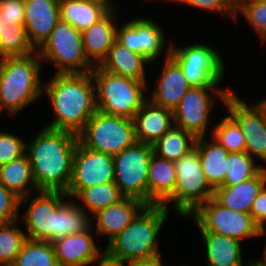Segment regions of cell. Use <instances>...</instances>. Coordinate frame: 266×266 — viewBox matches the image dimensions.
<instances>
[{
	"instance_id": "1",
	"label": "cell",
	"mask_w": 266,
	"mask_h": 266,
	"mask_svg": "<svg viewBox=\"0 0 266 266\" xmlns=\"http://www.w3.org/2000/svg\"><path fill=\"white\" fill-rule=\"evenodd\" d=\"M78 142V135L72 132L43 127L26 143L25 153L39 191H67Z\"/></svg>"
},
{
	"instance_id": "2",
	"label": "cell",
	"mask_w": 266,
	"mask_h": 266,
	"mask_svg": "<svg viewBox=\"0 0 266 266\" xmlns=\"http://www.w3.org/2000/svg\"><path fill=\"white\" fill-rule=\"evenodd\" d=\"M48 81L42 93H46L56 117L44 127L78 135L98 110L91 72L55 73Z\"/></svg>"
},
{
	"instance_id": "3",
	"label": "cell",
	"mask_w": 266,
	"mask_h": 266,
	"mask_svg": "<svg viewBox=\"0 0 266 266\" xmlns=\"http://www.w3.org/2000/svg\"><path fill=\"white\" fill-rule=\"evenodd\" d=\"M168 214L169 210L163 205H146L121 233L108 242L104 252L126 262L162 256L157 237Z\"/></svg>"
},
{
	"instance_id": "4",
	"label": "cell",
	"mask_w": 266,
	"mask_h": 266,
	"mask_svg": "<svg viewBox=\"0 0 266 266\" xmlns=\"http://www.w3.org/2000/svg\"><path fill=\"white\" fill-rule=\"evenodd\" d=\"M42 60L38 52L0 59V111L15 116L43 95L40 83ZM4 109V110H3Z\"/></svg>"
},
{
	"instance_id": "5",
	"label": "cell",
	"mask_w": 266,
	"mask_h": 266,
	"mask_svg": "<svg viewBox=\"0 0 266 266\" xmlns=\"http://www.w3.org/2000/svg\"><path fill=\"white\" fill-rule=\"evenodd\" d=\"M91 74L96 86L97 109L102 113L133 119L148 100L149 96L144 95L147 82L107 72L100 66H95Z\"/></svg>"
},
{
	"instance_id": "6",
	"label": "cell",
	"mask_w": 266,
	"mask_h": 266,
	"mask_svg": "<svg viewBox=\"0 0 266 266\" xmlns=\"http://www.w3.org/2000/svg\"><path fill=\"white\" fill-rule=\"evenodd\" d=\"M177 175L174 193L162 204L168 209L172 202L179 216L190 215L214 196V189L207 182L198 151L193 149L174 162Z\"/></svg>"
},
{
	"instance_id": "7",
	"label": "cell",
	"mask_w": 266,
	"mask_h": 266,
	"mask_svg": "<svg viewBox=\"0 0 266 266\" xmlns=\"http://www.w3.org/2000/svg\"><path fill=\"white\" fill-rule=\"evenodd\" d=\"M37 52L42 61L57 67V74L87 73L94 68L85 56L82 32L61 19Z\"/></svg>"
},
{
	"instance_id": "8",
	"label": "cell",
	"mask_w": 266,
	"mask_h": 266,
	"mask_svg": "<svg viewBox=\"0 0 266 266\" xmlns=\"http://www.w3.org/2000/svg\"><path fill=\"white\" fill-rule=\"evenodd\" d=\"M86 148L114 156L136 142L133 119L96 111L78 134Z\"/></svg>"
},
{
	"instance_id": "9",
	"label": "cell",
	"mask_w": 266,
	"mask_h": 266,
	"mask_svg": "<svg viewBox=\"0 0 266 266\" xmlns=\"http://www.w3.org/2000/svg\"><path fill=\"white\" fill-rule=\"evenodd\" d=\"M168 47L169 55L178 63L191 86H219L225 75V63L217 49L203 43L180 49L172 42Z\"/></svg>"
},
{
	"instance_id": "10",
	"label": "cell",
	"mask_w": 266,
	"mask_h": 266,
	"mask_svg": "<svg viewBox=\"0 0 266 266\" xmlns=\"http://www.w3.org/2000/svg\"><path fill=\"white\" fill-rule=\"evenodd\" d=\"M153 148L140 142L113 156L115 184L124 197L134 198L148 205V170Z\"/></svg>"
},
{
	"instance_id": "11",
	"label": "cell",
	"mask_w": 266,
	"mask_h": 266,
	"mask_svg": "<svg viewBox=\"0 0 266 266\" xmlns=\"http://www.w3.org/2000/svg\"><path fill=\"white\" fill-rule=\"evenodd\" d=\"M190 216L200 232L220 234L241 242L243 239L261 237V230L249 213L224 207L213 197L200 205Z\"/></svg>"
},
{
	"instance_id": "12",
	"label": "cell",
	"mask_w": 266,
	"mask_h": 266,
	"mask_svg": "<svg viewBox=\"0 0 266 266\" xmlns=\"http://www.w3.org/2000/svg\"><path fill=\"white\" fill-rule=\"evenodd\" d=\"M232 91L234 90L222 89L217 86H191L173 110L174 126L182 128L196 138L205 137L210 122L209 116L216 104L214 101L218 97L224 104Z\"/></svg>"
},
{
	"instance_id": "13",
	"label": "cell",
	"mask_w": 266,
	"mask_h": 266,
	"mask_svg": "<svg viewBox=\"0 0 266 266\" xmlns=\"http://www.w3.org/2000/svg\"><path fill=\"white\" fill-rule=\"evenodd\" d=\"M233 91L224 103L226 111L237 121L246 140V153L266 163V97L247 105Z\"/></svg>"
},
{
	"instance_id": "14",
	"label": "cell",
	"mask_w": 266,
	"mask_h": 266,
	"mask_svg": "<svg viewBox=\"0 0 266 266\" xmlns=\"http://www.w3.org/2000/svg\"><path fill=\"white\" fill-rule=\"evenodd\" d=\"M113 156L84 147L80 142L73 156L72 176L65 192L69 198L83 189L95 185L114 182Z\"/></svg>"
},
{
	"instance_id": "15",
	"label": "cell",
	"mask_w": 266,
	"mask_h": 266,
	"mask_svg": "<svg viewBox=\"0 0 266 266\" xmlns=\"http://www.w3.org/2000/svg\"><path fill=\"white\" fill-rule=\"evenodd\" d=\"M22 216L26 238L33 241L56 240V210L69 196L62 191H38Z\"/></svg>"
},
{
	"instance_id": "16",
	"label": "cell",
	"mask_w": 266,
	"mask_h": 266,
	"mask_svg": "<svg viewBox=\"0 0 266 266\" xmlns=\"http://www.w3.org/2000/svg\"><path fill=\"white\" fill-rule=\"evenodd\" d=\"M116 41L133 52L155 62L166 45L162 27L149 18H135L116 30ZM162 52V53H161Z\"/></svg>"
},
{
	"instance_id": "17",
	"label": "cell",
	"mask_w": 266,
	"mask_h": 266,
	"mask_svg": "<svg viewBox=\"0 0 266 266\" xmlns=\"http://www.w3.org/2000/svg\"><path fill=\"white\" fill-rule=\"evenodd\" d=\"M92 231L91 227L86 232L70 234L51 242L58 266H90L100 259L105 250L95 245Z\"/></svg>"
},
{
	"instance_id": "18",
	"label": "cell",
	"mask_w": 266,
	"mask_h": 266,
	"mask_svg": "<svg viewBox=\"0 0 266 266\" xmlns=\"http://www.w3.org/2000/svg\"><path fill=\"white\" fill-rule=\"evenodd\" d=\"M24 4V27L29 42L37 51L60 20L59 0H24Z\"/></svg>"
},
{
	"instance_id": "19",
	"label": "cell",
	"mask_w": 266,
	"mask_h": 266,
	"mask_svg": "<svg viewBox=\"0 0 266 266\" xmlns=\"http://www.w3.org/2000/svg\"><path fill=\"white\" fill-rule=\"evenodd\" d=\"M167 49L160 77L149 100L157 106L173 111L191 85L178 63L169 55L170 48Z\"/></svg>"
},
{
	"instance_id": "20",
	"label": "cell",
	"mask_w": 266,
	"mask_h": 266,
	"mask_svg": "<svg viewBox=\"0 0 266 266\" xmlns=\"http://www.w3.org/2000/svg\"><path fill=\"white\" fill-rule=\"evenodd\" d=\"M136 142L153 145L174 126L173 111L149 99L133 117Z\"/></svg>"
},
{
	"instance_id": "21",
	"label": "cell",
	"mask_w": 266,
	"mask_h": 266,
	"mask_svg": "<svg viewBox=\"0 0 266 266\" xmlns=\"http://www.w3.org/2000/svg\"><path fill=\"white\" fill-rule=\"evenodd\" d=\"M116 10H110L98 22L82 32L84 53L87 60L95 67L100 66L116 41ZM116 21V22H115Z\"/></svg>"
},
{
	"instance_id": "22",
	"label": "cell",
	"mask_w": 266,
	"mask_h": 266,
	"mask_svg": "<svg viewBox=\"0 0 266 266\" xmlns=\"http://www.w3.org/2000/svg\"><path fill=\"white\" fill-rule=\"evenodd\" d=\"M145 206L140 200L124 197L119 202L99 210L91 217L96 218L95 233L108 237V243L121 233Z\"/></svg>"
},
{
	"instance_id": "23",
	"label": "cell",
	"mask_w": 266,
	"mask_h": 266,
	"mask_svg": "<svg viewBox=\"0 0 266 266\" xmlns=\"http://www.w3.org/2000/svg\"><path fill=\"white\" fill-rule=\"evenodd\" d=\"M266 184V166L253 178L234 186H219L213 198L231 210L250 213L253 202Z\"/></svg>"
},
{
	"instance_id": "24",
	"label": "cell",
	"mask_w": 266,
	"mask_h": 266,
	"mask_svg": "<svg viewBox=\"0 0 266 266\" xmlns=\"http://www.w3.org/2000/svg\"><path fill=\"white\" fill-rule=\"evenodd\" d=\"M150 63L143 55L133 52L115 41L100 67L107 72L119 76L147 82V71H145L147 67L145 65Z\"/></svg>"
},
{
	"instance_id": "25",
	"label": "cell",
	"mask_w": 266,
	"mask_h": 266,
	"mask_svg": "<svg viewBox=\"0 0 266 266\" xmlns=\"http://www.w3.org/2000/svg\"><path fill=\"white\" fill-rule=\"evenodd\" d=\"M177 175L173 161L152 155L148 170V205H162L173 193Z\"/></svg>"
},
{
	"instance_id": "26",
	"label": "cell",
	"mask_w": 266,
	"mask_h": 266,
	"mask_svg": "<svg viewBox=\"0 0 266 266\" xmlns=\"http://www.w3.org/2000/svg\"><path fill=\"white\" fill-rule=\"evenodd\" d=\"M0 183L20 198V207L27 205L32 191H39L33 180L31 163L26 153L18 159L0 166Z\"/></svg>"
},
{
	"instance_id": "27",
	"label": "cell",
	"mask_w": 266,
	"mask_h": 266,
	"mask_svg": "<svg viewBox=\"0 0 266 266\" xmlns=\"http://www.w3.org/2000/svg\"><path fill=\"white\" fill-rule=\"evenodd\" d=\"M205 138H197L195 149L198 151L206 180L215 189L225 180L228 151L212 137H210L212 140L210 142H207Z\"/></svg>"
},
{
	"instance_id": "28",
	"label": "cell",
	"mask_w": 266,
	"mask_h": 266,
	"mask_svg": "<svg viewBox=\"0 0 266 266\" xmlns=\"http://www.w3.org/2000/svg\"><path fill=\"white\" fill-rule=\"evenodd\" d=\"M209 266H243L241 241L211 232H200ZM247 266V264H246Z\"/></svg>"
},
{
	"instance_id": "29",
	"label": "cell",
	"mask_w": 266,
	"mask_h": 266,
	"mask_svg": "<svg viewBox=\"0 0 266 266\" xmlns=\"http://www.w3.org/2000/svg\"><path fill=\"white\" fill-rule=\"evenodd\" d=\"M60 19L80 32L98 22L110 10L95 0H59Z\"/></svg>"
},
{
	"instance_id": "30",
	"label": "cell",
	"mask_w": 266,
	"mask_h": 266,
	"mask_svg": "<svg viewBox=\"0 0 266 266\" xmlns=\"http://www.w3.org/2000/svg\"><path fill=\"white\" fill-rule=\"evenodd\" d=\"M56 210V239L70 234L88 231L92 225L91 215L80 203L68 201V198ZM81 205V206H80Z\"/></svg>"
},
{
	"instance_id": "31",
	"label": "cell",
	"mask_w": 266,
	"mask_h": 266,
	"mask_svg": "<svg viewBox=\"0 0 266 266\" xmlns=\"http://www.w3.org/2000/svg\"><path fill=\"white\" fill-rule=\"evenodd\" d=\"M197 138L182 128L173 126L152 145L153 153L169 161H177L195 149Z\"/></svg>"
},
{
	"instance_id": "32",
	"label": "cell",
	"mask_w": 266,
	"mask_h": 266,
	"mask_svg": "<svg viewBox=\"0 0 266 266\" xmlns=\"http://www.w3.org/2000/svg\"><path fill=\"white\" fill-rule=\"evenodd\" d=\"M36 52L29 42L24 24L1 23L0 20V59L23 57Z\"/></svg>"
},
{
	"instance_id": "33",
	"label": "cell",
	"mask_w": 266,
	"mask_h": 266,
	"mask_svg": "<svg viewBox=\"0 0 266 266\" xmlns=\"http://www.w3.org/2000/svg\"><path fill=\"white\" fill-rule=\"evenodd\" d=\"M75 197H77V200L79 198L82 200V204L84 203L91 216L124 198L115 182L85 188Z\"/></svg>"
},
{
	"instance_id": "34",
	"label": "cell",
	"mask_w": 266,
	"mask_h": 266,
	"mask_svg": "<svg viewBox=\"0 0 266 266\" xmlns=\"http://www.w3.org/2000/svg\"><path fill=\"white\" fill-rule=\"evenodd\" d=\"M12 266H58L52 243L26 239Z\"/></svg>"
},
{
	"instance_id": "35",
	"label": "cell",
	"mask_w": 266,
	"mask_h": 266,
	"mask_svg": "<svg viewBox=\"0 0 266 266\" xmlns=\"http://www.w3.org/2000/svg\"><path fill=\"white\" fill-rule=\"evenodd\" d=\"M264 166L246 152H228V166L221 186H234L255 177Z\"/></svg>"
},
{
	"instance_id": "36",
	"label": "cell",
	"mask_w": 266,
	"mask_h": 266,
	"mask_svg": "<svg viewBox=\"0 0 266 266\" xmlns=\"http://www.w3.org/2000/svg\"><path fill=\"white\" fill-rule=\"evenodd\" d=\"M16 222L0 223V266H12L27 239Z\"/></svg>"
},
{
	"instance_id": "37",
	"label": "cell",
	"mask_w": 266,
	"mask_h": 266,
	"mask_svg": "<svg viewBox=\"0 0 266 266\" xmlns=\"http://www.w3.org/2000/svg\"><path fill=\"white\" fill-rule=\"evenodd\" d=\"M211 134L212 138L228 152H246V140L242 129L230 114L214 126Z\"/></svg>"
},
{
	"instance_id": "38",
	"label": "cell",
	"mask_w": 266,
	"mask_h": 266,
	"mask_svg": "<svg viewBox=\"0 0 266 266\" xmlns=\"http://www.w3.org/2000/svg\"><path fill=\"white\" fill-rule=\"evenodd\" d=\"M241 14L259 35L261 43L266 42V0L253 1L242 6L235 15Z\"/></svg>"
},
{
	"instance_id": "39",
	"label": "cell",
	"mask_w": 266,
	"mask_h": 266,
	"mask_svg": "<svg viewBox=\"0 0 266 266\" xmlns=\"http://www.w3.org/2000/svg\"><path fill=\"white\" fill-rule=\"evenodd\" d=\"M26 142L9 132L0 131V166L25 154Z\"/></svg>"
},
{
	"instance_id": "40",
	"label": "cell",
	"mask_w": 266,
	"mask_h": 266,
	"mask_svg": "<svg viewBox=\"0 0 266 266\" xmlns=\"http://www.w3.org/2000/svg\"><path fill=\"white\" fill-rule=\"evenodd\" d=\"M20 208V198L0 183V223L19 222Z\"/></svg>"
},
{
	"instance_id": "41",
	"label": "cell",
	"mask_w": 266,
	"mask_h": 266,
	"mask_svg": "<svg viewBox=\"0 0 266 266\" xmlns=\"http://www.w3.org/2000/svg\"><path fill=\"white\" fill-rule=\"evenodd\" d=\"M181 3L198 9L207 10L215 13H220L221 16L228 15L235 19V11L232 5V0H174V3Z\"/></svg>"
},
{
	"instance_id": "42",
	"label": "cell",
	"mask_w": 266,
	"mask_h": 266,
	"mask_svg": "<svg viewBox=\"0 0 266 266\" xmlns=\"http://www.w3.org/2000/svg\"><path fill=\"white\" fill-rule=\"evenodd\" d=\"M25 4L24 0H0V20L1 23H21L24 24Z\"/></svg>"
},
{
	"instance_id": "43",
	"label": "cell",
	"mask_w": 266,
	"mask_h": 266,
	"mask_svg": "<svg viewBox=\"0 0 266 266\" xmlns=\"http://www.w3.org/2000/svg\"><path fill=\"white\" fill-rule=\"evenodd\" d=\"M254 223L260 228L261 236L266 234L265 222H266V184L258 193L256 199L253 202L252 208L249 213Z\"/></svg>"
},
{
	"instance_id": "44",
	"label": "cell",
	"mask_w": 266,
	"mask_h": 266,
	"mask_svg": "<svg viewBox=\"0 0 266 266\" xmlns=\"http://www.w3.org/2000/svg\"><path fill=\"white\" fill-rule=\"evenodd\" d=\"M96 264H94L93 266H129V262L113 258L109 256L106 252L101 255L100 259L97 261Z\"/></svg>"
},
{
	"instance_id": "45",
	"label": "cell",
	"mask_w": 266,
	"mask_h": 266,
	"mask_svg": "<svg viewBox=\"0 0 266 266\" xmlns=\"http://www.w3.org/2000/svg\"><path fill=\"white\" fill-rule=\"evenodd\" d=\"M129 266H164L161 256L147 260H138L129 262Z\"/></svg>"
},
{
	"instance_id": "46",
	"label": "cell",
	"mask_w": 266,
	"mask_h": 266,
	"mask_svg": "<svg viewBox=\"0 0 266 266\" xmlns=\"http://www.w3.org/2000/svg\"><path fill=\"white\" fill-rule=\"evenodd\" d=\"M253 1H259V0H232V5L234 8L235 13L245 4L253 2Z\"/></svg>"
},
{
	"instance_id": "47",
	"label": "cell",
	"mask_w": 266,
	"mask_h": 266,
	"mask_svg": "<svg viewBox=\"0 0 266 266\" xmlns=\"http://www.w3.org/2000/svg\"><path fill=\"white\" fill-rule=\"evenodd\" d=\"M96 2L102 3L105 5L109 10H117L115 5H113L112 0H95ZM115 6V7H114Z\"/></svg>"
},
{
	"instance_id": "48",
	"label": "cell",
	"mask_w": 266,
	"mask_h": 266,
	"mask_svg": "<svg viewBox=\"0 0 266 266\" xmlns=\"http://www.w3.org/2000/svg\"><path fill=\"white\" fill-rule=\"evenodd\" d=\"M247 266H263L259 261L253 260V262L250 260V262H247Z\"/></svg>"
},
{
	"instance_id": "49",
	"label": "cell",
	"mask_w": 266,
	"mask_h": 266,
	"mask_svg": "<svg viewBox=\"0 0 266 266\" xmlns=\"http://www.w3.org/2000/svg\"><path fill=\"white\" fill-rule=\"evenodd\" d=\"M265 251H264V256L262 257V259H259L257 261H259L263 266H266V247L264 248Z\"/></svg>"
}]
</instances>
